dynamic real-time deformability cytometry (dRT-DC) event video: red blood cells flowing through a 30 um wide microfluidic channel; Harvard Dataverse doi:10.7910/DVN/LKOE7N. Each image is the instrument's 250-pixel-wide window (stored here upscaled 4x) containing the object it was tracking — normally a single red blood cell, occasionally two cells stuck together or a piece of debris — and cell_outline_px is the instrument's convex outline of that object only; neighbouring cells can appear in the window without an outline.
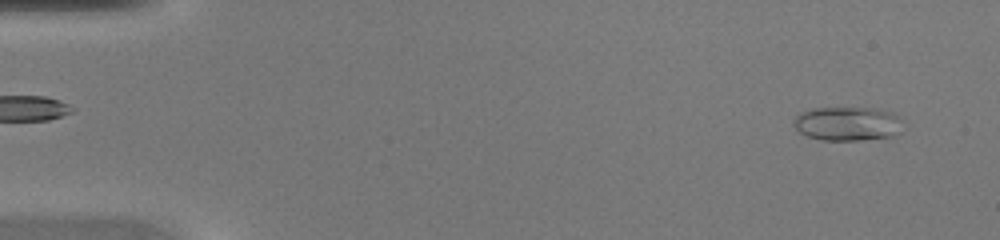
{"species": "common noctule bat (a hibernating species)", "species_latin": "Nyctalus noctula", "temperature_condition": "warm", "stored_images_in_passage": 45, "segment_of_instrument_passage": [1, 2], "camera_frame_rate_fps": 3000, "um_per_image_px": 0.085, "animal": {"sex": "female", "body_mass_g": 20.0, "forearm_length_mm": 54.0}, "frame": {"image": 1, "passage_image": 2, "time_ms": 0.333, "image_size_px": [1000, 240], "cell_outline_px": [[900, 132], [892, 136], [860, 140], [820, 140], [808, 136], [800, 132], [792, 124], [792, 120], [800, 112], [812, 108], [872, 108], [888, 112], [896, 116], [900, 120]], "centroid_in_image_um": [71.96, 10.52], "position_along_channel_um": 13.0, "area_um2": 21.44}}
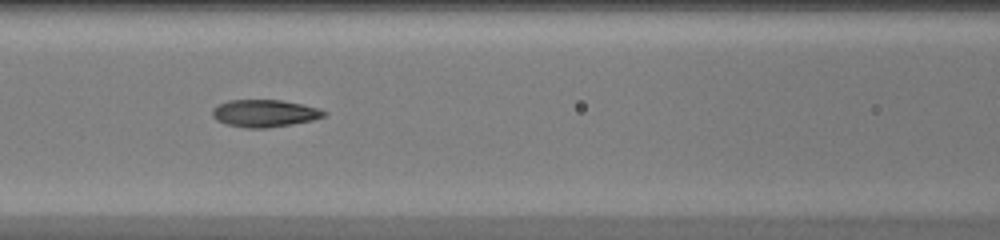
{"frame": {"image": 2, "passage_image": 19, "time_ms": 6.0, "image_size_px": [1000, 240], "cell_outline_px": [[328, 112], [324, 116], [312, 120], [292, 124], [268, 128], [248, 128], [228, 124], [216, 120], [212, 116], [212, 108], [228, 100], [280, 100], [300, 104], [316, 108]], "centroid_in_image_um": [22.46, 9.63], "position_along_channel_um": 144.1, "area_um2": 17.57}}
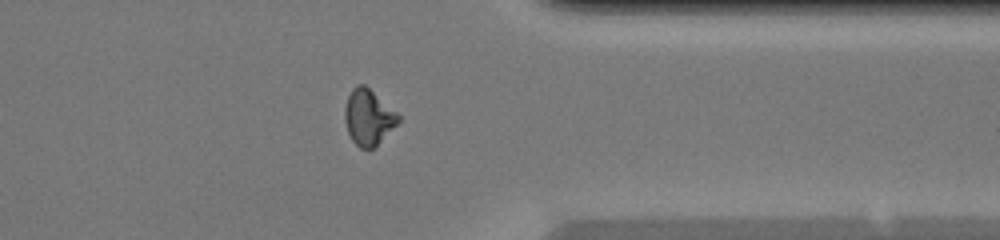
{"frame": {"image": 3, "passage_image": 35, "time_ms": 11.333, "image_size_px": [1000, 240], "cell_outline_px": [[400, 120], [372, 148], [360, 148], [352, 140], [348, 132], [344, 120], [344, 108], [348, 96], [352, 88], [356, 84], [364, 84], [396, 112], [400, 116]], "centroid_in_image_um": [31.27, 9.94], "position_along_channel_um": 380.1, "area_um2": 16.94}}